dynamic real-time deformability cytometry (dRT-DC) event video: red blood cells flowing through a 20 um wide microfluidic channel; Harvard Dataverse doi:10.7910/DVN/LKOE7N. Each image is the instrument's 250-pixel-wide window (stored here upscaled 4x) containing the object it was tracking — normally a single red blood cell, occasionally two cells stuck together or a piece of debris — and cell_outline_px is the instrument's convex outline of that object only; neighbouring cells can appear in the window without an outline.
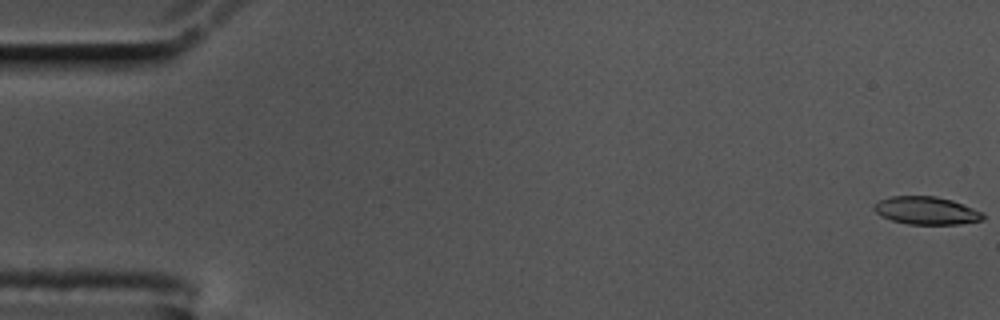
{"species": "common noctule bat (a hibernating species)", "species_latin": "Nyctalus noctula", "temperature_condition": "cold", "stored_images_in_passage": 58, "camera_frame_rate_fps": 3000, "um_per_image_px": 0.085, "animal": {"sex": "male", "body_mass_g": 17.5, "forearm_length_mm": 52.3}, "frame": {"image": 1, "passage_image": 1, "time_ms": 0.0, "image_size_px": [1000, 320], "cell_outline_px": [[984, 220], [960, 224], [908, 224], [892, 220], [880, 216], [872, 208], [880, 200], [892, 196], [936, 196], [952, 200], [984, 212]], "centroid_in_image_um": [78.77, 17.9], "position_along_channel_um": 6.2, "area_um2": 17.69}}
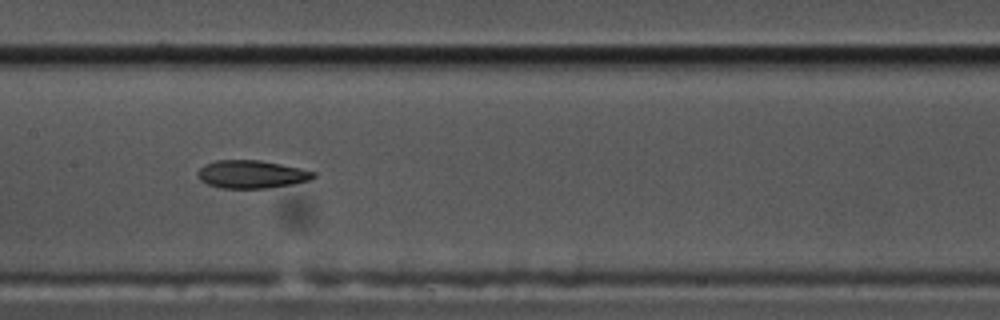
{"frame": {"image": 2, "passage_image": 29, "time_ms": 9.333, "image_size_px": [1000, 320], "cell_outline_px": [[316, 176], [308, 180], [292, 184], [264, 188], [220, 188], [208, 184], [200, 180], [196, 172], [204, 164], [216, 160], [260, 160], [300, 168], [316, 172]], "centroid_in_image_um": [21.35, 14.81], "position_along_channel_um": 186.0, "area_um2": 18.79}}
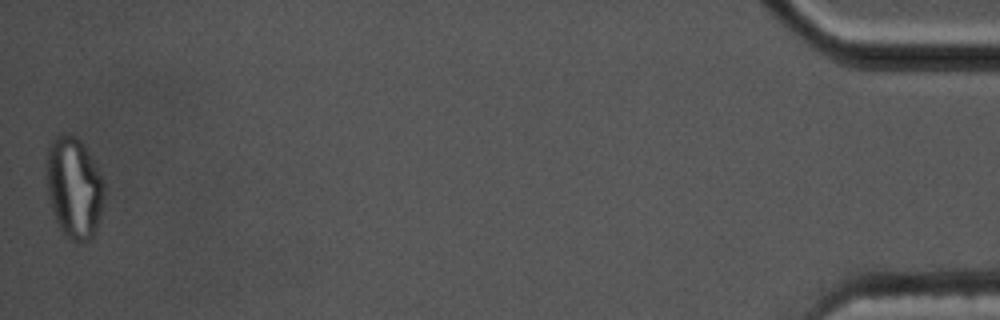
{"frame": {"image": 3, "passage_image": 58, "time_ms": 19.0, "image_size_px": [1000, 320], "cell_outline_px": [[104, 196], [96, 232], [92, 240], [80, 244], [64, 236], [56, 220], [52, 208], [48, 192], [48, 144], [56, 136], [76, 136], [84, 144], [104, 180]], "centroid_in_image_um": [6.33, 16.01], "position_along_channel_um": 428.9, "area_um2": 33.81}, "authors_computed_cell_mechanics": {"area_um2": 19.1029, "velocity_mm_per_s": 3.493, "shape_relaxation_time_tau1_ms": null, "shape_relaxation_time_tau2_ms": 2.9459, "deformation_change_tau1": null, "deformation_change_tau2": 0.0854}}